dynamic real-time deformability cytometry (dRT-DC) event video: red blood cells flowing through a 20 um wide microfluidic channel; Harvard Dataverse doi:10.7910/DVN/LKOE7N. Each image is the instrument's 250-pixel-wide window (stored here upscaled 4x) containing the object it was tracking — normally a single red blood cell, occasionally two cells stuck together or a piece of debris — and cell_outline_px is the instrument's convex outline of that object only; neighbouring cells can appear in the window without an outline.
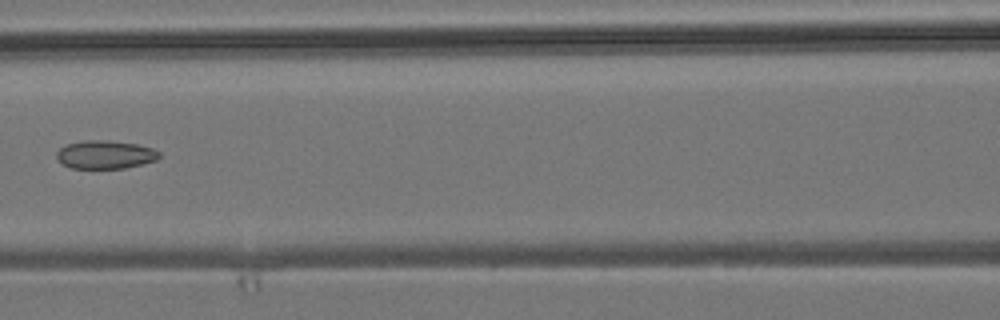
{"species": "common noctule bat (a hibernating species)", "species_latin": "Nyctalus noctula", "temperature_condition": "room temperature", "stored_images_in_passage": 3, "camera_frame_rate_fps": 3000, "um_per_image_px": 0.085, "animal": {"sex": "male", "body_mass_g": 19.2, "forearm_length_mm": 51.8}, "frame": {"image": 1, "passage_image": 3, "time_ms": 2.333, "image_size_px": [1000, 320], "cell_outline_px": [[160, 156], [156, 160], [124, 168], [72, 168], [56, 160], [56, 152], [60, 148], [68, 144], [84, 140], [108, 140], [136, 144], [152, 148], [160, 152]], "centroid_in_image_um": [8.92, 13.13], "position_along_channel_um": 157.7, "area_um2": 16.82}}